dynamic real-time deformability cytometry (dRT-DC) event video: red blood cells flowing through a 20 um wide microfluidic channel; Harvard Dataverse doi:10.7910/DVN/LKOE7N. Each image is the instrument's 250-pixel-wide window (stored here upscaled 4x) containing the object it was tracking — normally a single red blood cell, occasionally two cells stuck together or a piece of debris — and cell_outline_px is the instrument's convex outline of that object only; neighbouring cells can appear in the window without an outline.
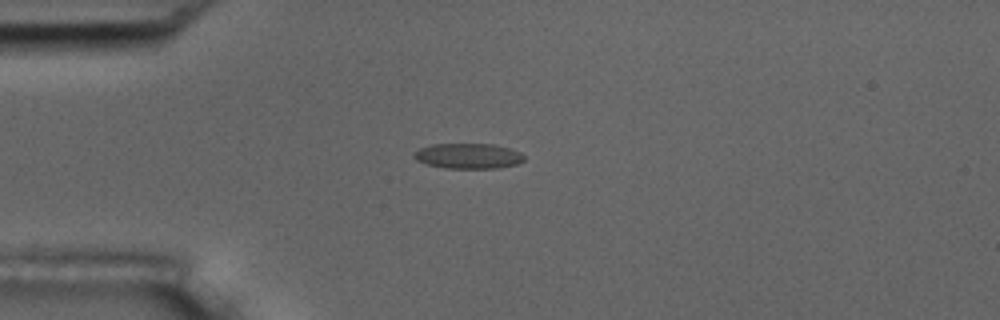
{"species": "common noctule bat (a hibernating species)", "species_latin": "Nyctalus noctula", "temperature_condition": "room temperature", "stored_images_in_passage": 4, "camera_frame_rate_fps": 3000, "um_per_image_px": 0.085, "animal": {"sex": "male", "body_mass_g": 17.5, "forearm_length_mm": 52.3}, "frame": {"image": 1, "passage_image": 2, "time_ms": 1.333, "image_size_px": [1000, 320], "cell_outline_px": [[524, 160], [516, 164], [500, 168], [444, 168], [428, 164], [416, 160], [412, 156], [420, 148], [432, 144], [492, 144], [508, 148], [520, 152], [524, 156]], "centroid_in_image_um": [39.8, 13.26], "position_along_channel_um": 45.2, "area_um2": 16.13}}